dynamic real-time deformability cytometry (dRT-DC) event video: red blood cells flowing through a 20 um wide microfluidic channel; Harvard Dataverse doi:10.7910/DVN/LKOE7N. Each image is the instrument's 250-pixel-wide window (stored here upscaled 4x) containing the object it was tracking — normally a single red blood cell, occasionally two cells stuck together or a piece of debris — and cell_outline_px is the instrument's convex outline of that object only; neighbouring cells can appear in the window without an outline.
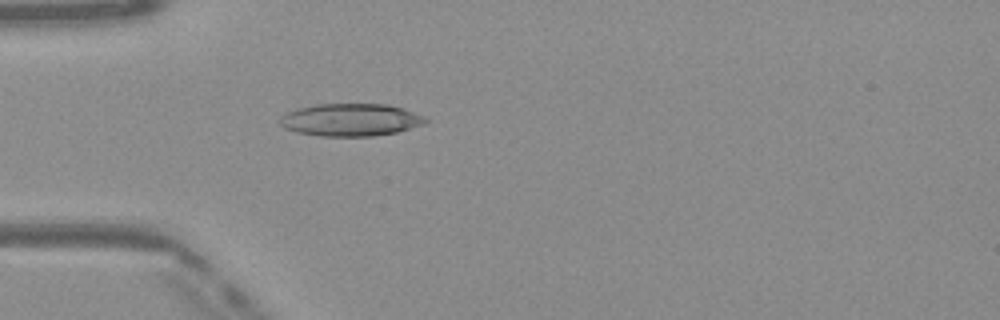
{"species": "Egyptian fruit bat (a non-hibernating species)", "species_latin": "Rousettus aegyptiacus", "temperature_condition": "warm", "stored_images_in_passage": 38, "camera_frame_rate_fps": 3000, "um_per_image_px": 0.085, "frame": {"image": 1, "passage_image": 3, "time_ms": 0.667, "image_size_px": [1000, 320], "cell_outline_px": [[428, 120], [424, 124], [396, 132], [372, 136], [320, 136], [296, 132], [284, 128], [280, 124], [280, 116], [296, 108], [316, 104], [388, 104], [404, 108], [424, 116]], "centroid_in_image_um": [29.79, 10.18], "position_along_channel_um": 55.2, "area_um2": 27.69}}
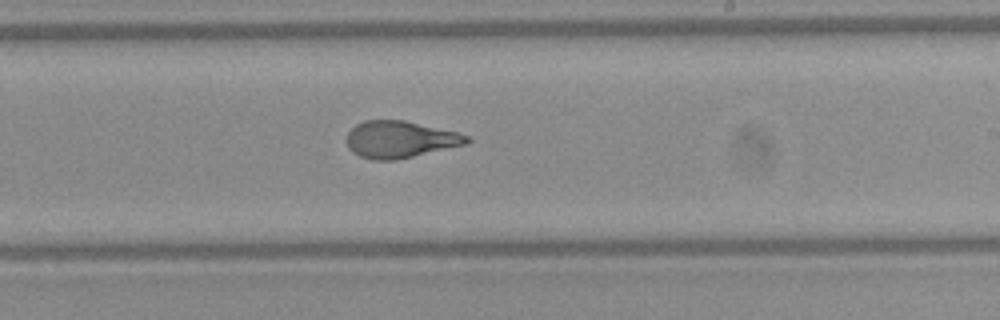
{"frame": {"image": 2, "passage_image": 18, "time_ms": 5.667, "image_size_px": [1000, 320], "cell_outline_px": [[472, 140], [468, 144], [396, 160], [372, 160], [360, 156], [352, 152], [348, 148], [348, 132], [356, 124], [364, 120], [404, 120], [456, 132], [468, 136]], "centroid_in_image_um": [34.01, 11.86], "position_along_channel_um": 255.0, "area_um2": 25.78}}
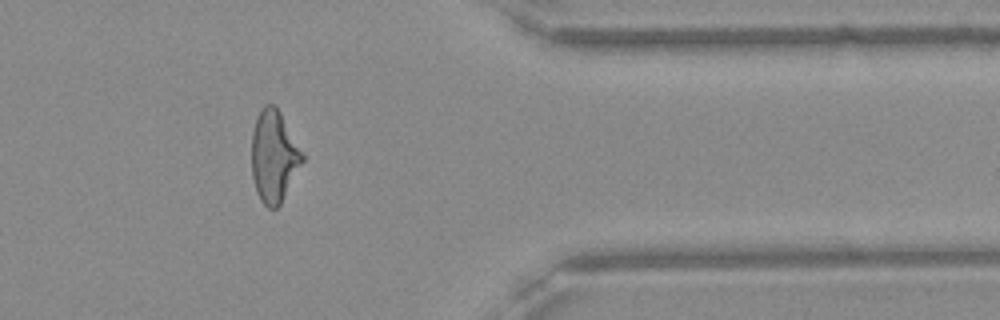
{"frame": {"image": 3, "passage_image": 29, "time_ms": 9.333, "image_size_px": [1000, 320], "cell_outline_px": [[304, 160], [280, 204], [276, 208], [268, 208], [260, 200], [256, 192], [252, 176], [252, 132], [256, 116], [264, 104], [276, 104], [304, 156]], "centroid_in_image_um": [23.26, 13.27], "position_along_channel_um": 388.1, "area_um2": 27.05}, "authors_computed_cell_mechanics": {"area_um2": 26.7903, "velocity_mm_per_s": 4.1168, "shape_relaxation_time_tau1_ms": 7.1559, "shape_relaxation_time_tau2_ms": 0.9703, "deformation_change_tau1": 0.2381, "deformation_change_tau2": 0.0848}}